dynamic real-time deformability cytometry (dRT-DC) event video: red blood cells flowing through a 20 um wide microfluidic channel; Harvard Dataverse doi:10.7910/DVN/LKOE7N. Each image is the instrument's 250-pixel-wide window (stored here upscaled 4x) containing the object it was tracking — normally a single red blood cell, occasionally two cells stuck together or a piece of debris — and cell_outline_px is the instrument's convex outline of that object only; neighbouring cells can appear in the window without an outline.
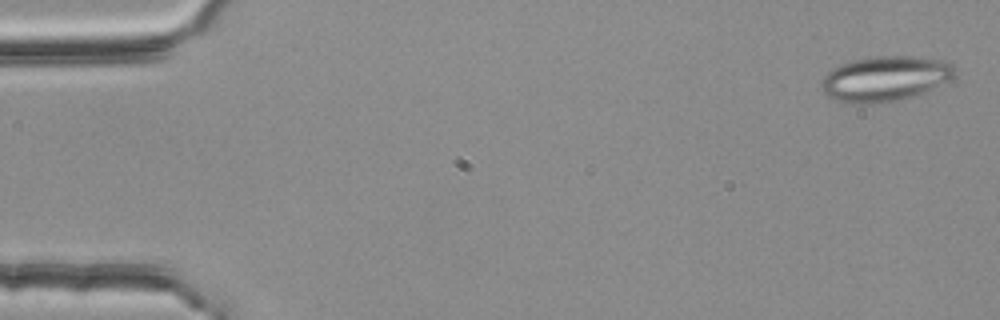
{"species": "common noctule bat (a hibernating species)", "species_latin": "Nyctalus noctula", "temperature_condition": "room temperature", "stored_images_in_passage": 11, "camera_frame_rate_fps": 3000, "um_per_image_px": 0.085, "animal": {"sex": "female", "body_mass_g": 25.1}, "frame": {"image": 1, "passage_image": 1, "time_ms": 0.0, "image_size_px": [1000, 320], "cell_outline_px": [[956, 72], [948, 80], [924, 92], [900, 100], [872, 104], [856, 104], [836, 100], [828, 96], [824, 92], [820, 84], [824, 76], [832, 68], [840, 64], [856, 60], [876, 56], [920, 56], [940, 60], [956, 64]], "centroid_in_image_um": [75.23, 6.68], "position_along_channel_um": 9.8, "area_um2": 35.08}}